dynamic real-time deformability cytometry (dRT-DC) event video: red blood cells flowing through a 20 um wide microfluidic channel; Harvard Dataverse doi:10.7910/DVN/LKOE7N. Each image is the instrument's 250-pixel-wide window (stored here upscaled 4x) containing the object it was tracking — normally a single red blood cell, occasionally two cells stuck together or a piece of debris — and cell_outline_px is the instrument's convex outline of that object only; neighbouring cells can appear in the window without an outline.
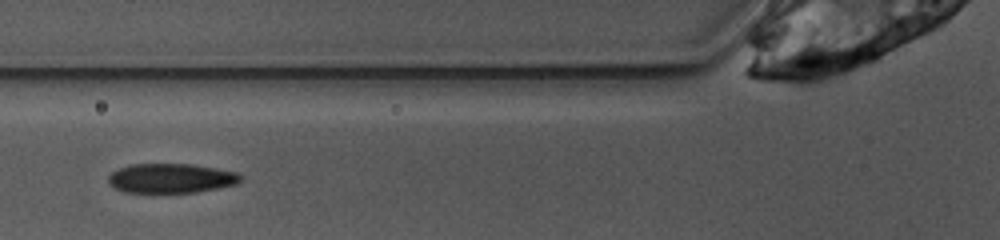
{"species": "common noctule bat (a hibernating species)", "species_latin": "Nyctalus noctula", "temperature_condition": "warm", "stored_images_in_passage": 22, "camera_frame_rate_fps": 3000, "um_per_image_px": 0.085, "animal": {"sex": "female", "body_mass_g": 10.0, "forearm_length_mm": 53.1}, "frame": {"image": 1, "passage_image": 4, "time_ms": 1.0, "image_size_px": [1000, 240], "cell_outline_px": [[240, 180], [236, 184], [196, 192], [124, 192], [108, 184], [108, 176], [112, 172], [120, 168], [132, 164], [192, 164], [216, 168], [236, 172], [240, 176]], "centroid_in_image_um": [14.5, 15.15], "position_along_channel_um": 111.3, "area_um2": 22.48}}
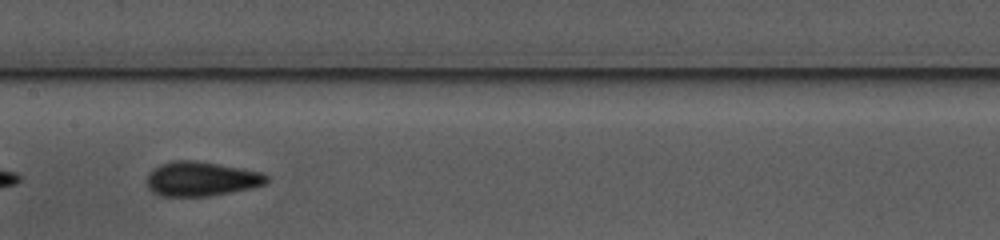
{"frame": {"image": 2, "passage_image": 10, "time_ms": 3.0, "image_size_px": [1000, 240], "cell_outline_px": [[268, 180], [264, 184], [252, 188], [208, 196], [164, 196], [152, 192], [148, 188], [148, 172], [152, 168], [160, 164], [172, 160], [196, 160], [220, 164], [260, 172], [268, 176]], "centroid_in_image_um": [17.07, 15.19], "position_along_channel_um": 190.3, "area_um2": 24.04}}
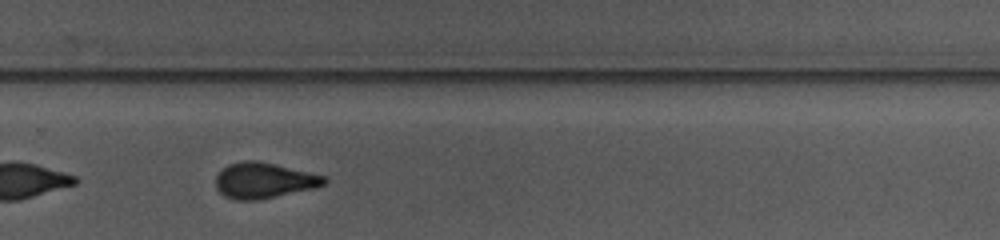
{"frame": {"image": 3, "passage_image": 19, "time_ms": 6.0, "image_size_px": [1000, 240], "cell_outline_px": [[328, 184], [316, 188], [260, 200], [236, 200], [224, 196], [216, 188], [216, 176], [228, 164], [244, 160], [256, 160], [276, 164], [324, 176], [328, 180]], "centroid_in_image_um": [22.45, 15.35], "position_along_channel_um": 307.3, "area_um2": 22.72}}